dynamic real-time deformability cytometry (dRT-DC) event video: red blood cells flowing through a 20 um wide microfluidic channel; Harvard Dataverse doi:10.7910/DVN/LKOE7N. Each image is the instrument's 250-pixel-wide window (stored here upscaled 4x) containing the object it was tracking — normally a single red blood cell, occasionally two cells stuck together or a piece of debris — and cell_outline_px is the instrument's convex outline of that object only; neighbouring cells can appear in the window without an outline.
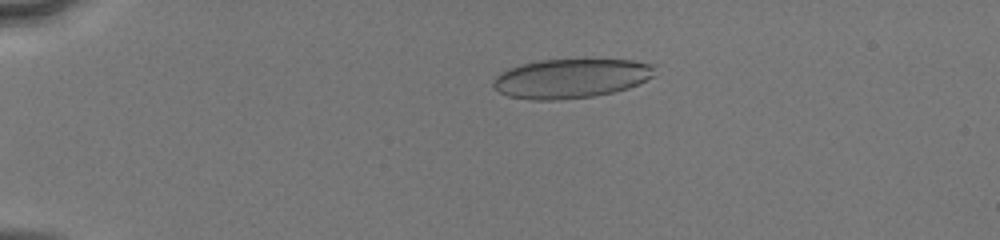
{"species": "human", "species_latin": "Homo sapiens", "temperature_condition": "cold", "stored_images_in_passage": 51, "camera_frame_rate_fps": 3000, "um_per_image_px": 0.085, "donor": {"sex": "male"}, "frame": {"image": 1, "passage_image": 12, "time_ms": 3.667, "image_size_px": [1000, 240], "cell_outline_px": [[656, 64], [652, 76], [628, 88], [612, 92], [592, 96], [560, 100], [532, 100], [508, 96], [492, 88], [492, 80], [500, 72], [508, 68], [520, 64], [540, 60], [584, 56], [632, 60]], "centroid_in_image_um": [48.51, 6.61], "position_along_channel_um": 36.5, "area_um2": 38.32}}
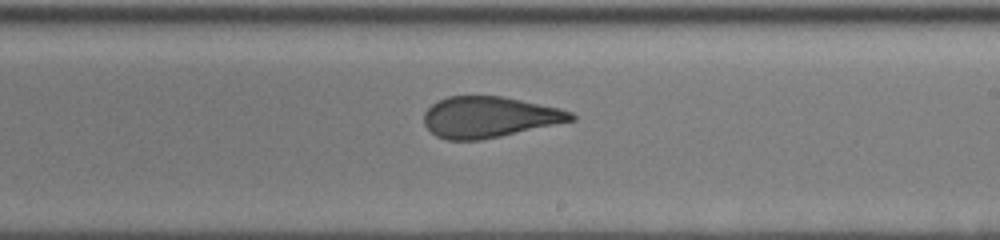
{"frame": {"image": 2, "passage_image": 32, "time_ms": 10.333, "image_size_px": [1000, 240], "cell_outline_px": [[576, 120], [500, 136], [480, 140], [448, 140], [436, 136], [424, 124], [424, 112], [432, 104], [448, 96], [500, 96], [560, 108], [572, 112], [576, 116]], "centroid_in_image_um": [41.59, 9.95], "position_along_channel_um": 247.4, "area_um2": 34.91}}
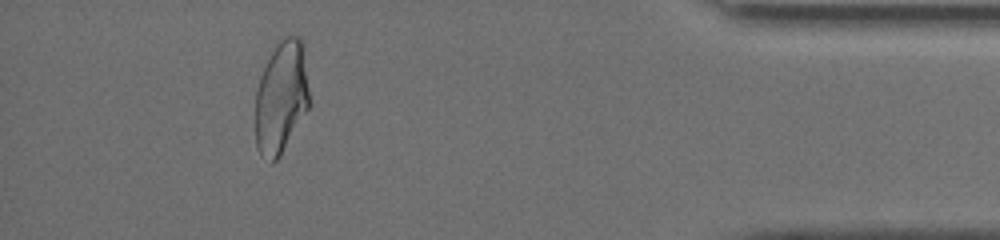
{"frame": {"image": 3, "passage_image": 47, "time_ms": 15.333, "image_size_px": [1000, 240], "cell_outline_px": [[308, 108], [280, 156], [272, 164], [256, 148], [256, 92], [260, 76], [276, 44], [284, 36], [300, 36], [304, 44], [308, 88]], "centroid_in_image_um": [23.91, 8.25], "position_along_channel_um": 411.3, "area_um2": 35.08}, "authors_computed_cell_mechanics": {"area_um2": 37.3966, "velocity_mm_per_s": 4.122, "shape_relaxation_time_tau1_ms": 8.1263, "shape_relaxation_time_tau2_ms": 1.0165, "deformation_change_tau1": 0.2343, "deformation_change_tau2": 0.1018}}